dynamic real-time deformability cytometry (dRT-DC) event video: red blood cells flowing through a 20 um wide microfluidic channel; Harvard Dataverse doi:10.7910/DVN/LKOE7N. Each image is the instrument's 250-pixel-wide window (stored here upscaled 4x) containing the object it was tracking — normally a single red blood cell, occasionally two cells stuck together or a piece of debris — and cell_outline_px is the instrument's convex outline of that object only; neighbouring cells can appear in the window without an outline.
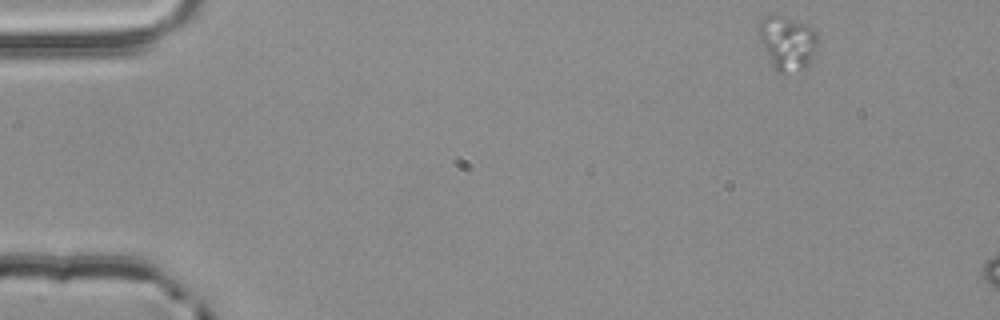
{"species": "common noctule bat (a hibernating species)", "species_latin": "Nyctalus noctula", "temperature_condition": "room temperature", "stored_images_in_passage": 15, "camera_frame_rate_fps": 3000, "um_per_image_px": 0.085, "animal": {"sex": "male", "body_mass_g": 20.4}, "frame": {"image": 1, "passage_image": 1, "time_ms": 0.0, "image_size_px": [1000, 320], "cell_outline_px": [[816, 44], [808, 64], [804, 68], [784, 76], [776, 72], [756, 32], [756, 28], [760, 20], [764, 16], [772, 12], [808, 24], [816, 32]], "centroid_in_image_um": [66.85, 3.6], "position_along_channel_um": 18.1, "area_um2": 18.9}}
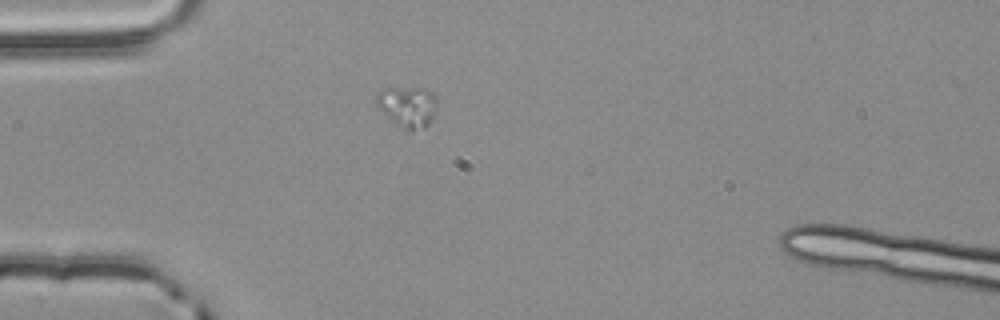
{"frame": {"image": 2, "passage_image": 11, "time_ms": 3.333, "image_size_px": [1000, 320], "cell_outline_px": [[436, 104], [432, 120], [424, 128], [404, 128], [396, 124], [376, 104], [376, 96], [384, 88], [428, 88], [436, 100]], "centroid_in_image_um": [34.66, 9.02], "position_along_channel_um": 50.3, "area_um2": 13.93}}